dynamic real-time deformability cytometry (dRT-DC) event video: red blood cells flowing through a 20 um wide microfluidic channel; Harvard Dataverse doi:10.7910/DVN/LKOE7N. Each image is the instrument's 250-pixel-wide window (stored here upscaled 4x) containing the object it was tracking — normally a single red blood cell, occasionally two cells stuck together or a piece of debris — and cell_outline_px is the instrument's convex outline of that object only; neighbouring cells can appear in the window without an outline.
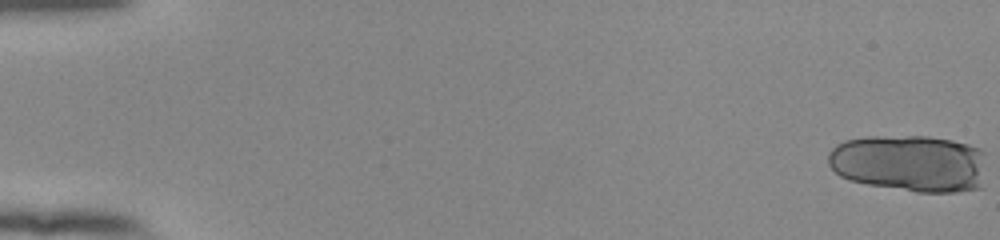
{"species": "human", "species_latin": "Homo sapiens", "temperature_condition": "room temperature", "stored_images_in_passage": 19, "camera_frame_rate_fps": 3000, "um_per_image_px": 0.085, "donor": {"sex": "female"}, "frame": {"image": 1, "passage_image": 1, "time_ms": 0.0, "image_size_px": [1000, 240], "cell_outline_px": [[984, 188], [960, 192], [916, 192], [868, 184], [848, 180], [840, 176], [828, 164], [828, 152], [836, 144], [844, 140], [868, 136], [928, 136], [952, 140], [968, 144], [980, 148], [984, 152]], "centroid_in_image_um": [77.36, 13.88], "position_along_channel_um": 7.6, "area_um2": 53.52}}